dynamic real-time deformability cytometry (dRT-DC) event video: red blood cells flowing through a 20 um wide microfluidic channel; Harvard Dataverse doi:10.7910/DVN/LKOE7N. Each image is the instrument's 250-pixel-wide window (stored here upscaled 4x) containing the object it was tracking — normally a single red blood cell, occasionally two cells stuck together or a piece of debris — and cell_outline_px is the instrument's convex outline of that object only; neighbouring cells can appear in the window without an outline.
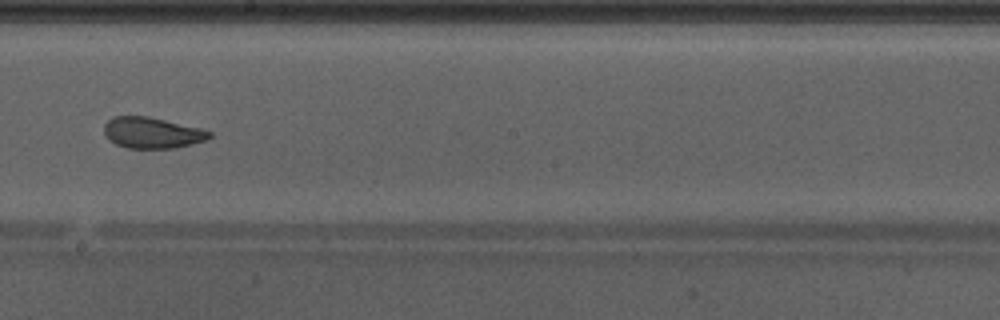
{"species": "Egyptian fruit bat (a non-hibernating species)", "species_latin": "Rousettus aegyptiacus", "temperature_condition": "warm", "stored_images_in_passage": 38, "camera_frame_rate_fps": 3000, "um_per_image_px": 0.085, "animal": {"sex": "male"}, "frame": {"image": 1, "passage_image": 17, "time_ms": 5.333, "image_size_px": [1000, 320], "cell_outline_px": [[212, 136], [208, 140], [176, 148], [128, 148], [116, 144], [108, 140], [104, 132], [104, 124], [112, 116], [148, 116], [200, 128], [212, 132]], "centroid_in_image_um": [12.93, 11.29], "position_along_channel_um": 235.3, "area_um2": 19.19}, "authors_computed_cell_mechanics": {"area_um2": 20.8658, "velocity_mm_per_s": 4.2732, "shape_relaxation_time_tau1_ms": null, "shape_relaxation_time_tau2_ms": 0.9365, "deformation_change_tau1": null, "deformation_change_tau2": 0.0662}}